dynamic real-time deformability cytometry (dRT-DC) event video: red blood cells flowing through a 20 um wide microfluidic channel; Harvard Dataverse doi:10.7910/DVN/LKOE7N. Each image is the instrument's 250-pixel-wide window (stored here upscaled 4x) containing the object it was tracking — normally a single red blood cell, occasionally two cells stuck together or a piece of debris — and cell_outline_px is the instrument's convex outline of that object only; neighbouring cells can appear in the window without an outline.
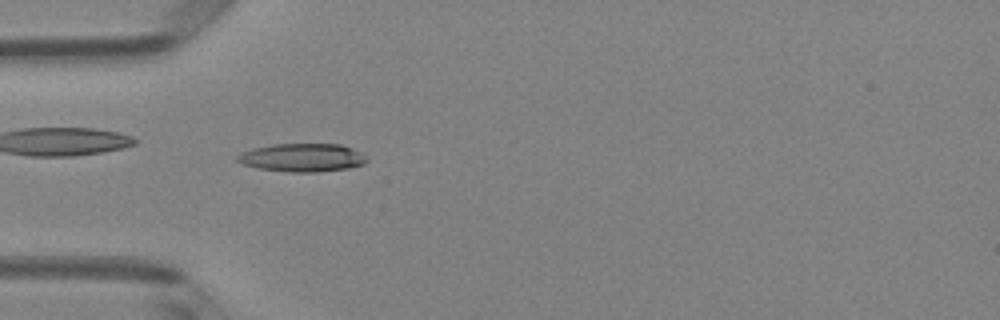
{"species": "Egyptian fruit bat (a non-hibernating species)", "species_latin": "Rousettus aegyptiacus", "temperature_condition": "room temperature", "stored_images_in_passage": 49, "camera_frame_rate_fps": 3000, "um_per_image_px": 0.085, "animal": {"sex": "female"}, "frame": {"image": 1, "passage_image": 15, "time_ms": 4.667, "image_size_px": [1000, 320], "cell_outline_px": [[368, 160], [364, 164], [348, 168], [316, 172], [292, 172], [260, 168], [244, 164], [236, 160], [236, 156], [240, 152], [252, 148], [272, 144], [340, 144], [352, 148], [360, 152]], "centroid_in_image_um": [25.68, 13.38], "position_along_channel_um": 59.3, "area_um2": 21.21}}
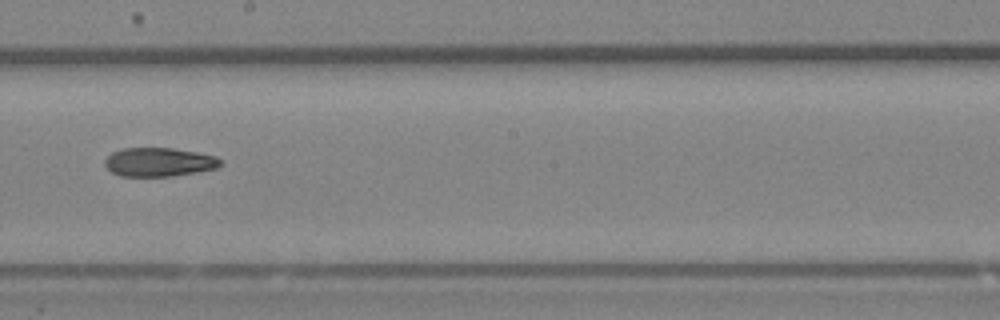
{"frame": {"image": 2, "passage_image": 28, "time_ms": 9.0, "image_size_px": [1000, 320], "cell_outline_px": [[224, 164], [216, 168], [196, 172], [172, 176], [120, 176], [112, 172], [104, 164], [104, 160], [112, 152], [124, 148], [172, 148], [196, 152], [216, 156], [224, 160]], "centroid_in_image_um": [13.55, 13.77], "position_along_channel_um": 234.7, "area_um2": 19.48}}
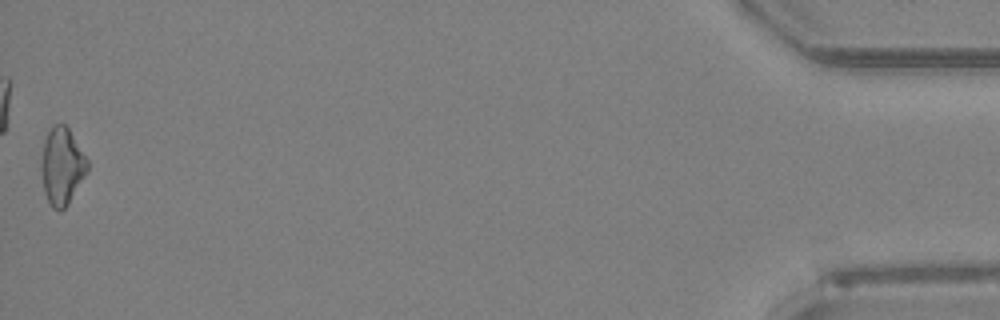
{"frame": {"image": 3, "passage_image": 49, "time_ms": 16.0, "image_size_px": [1000, 320], "cell_outline_px": [[88, 172], [68, 204], [60, 212], [52, 208], [44, 192], [40, 168], [40, 164], [44, 140], [52, 124], [64, 124], [68, 128], [88, 160]], "centroid_in_image_um": [5.25, 14.14], "position_along_channel_um": 429.9, "area_um2": 20.87}}